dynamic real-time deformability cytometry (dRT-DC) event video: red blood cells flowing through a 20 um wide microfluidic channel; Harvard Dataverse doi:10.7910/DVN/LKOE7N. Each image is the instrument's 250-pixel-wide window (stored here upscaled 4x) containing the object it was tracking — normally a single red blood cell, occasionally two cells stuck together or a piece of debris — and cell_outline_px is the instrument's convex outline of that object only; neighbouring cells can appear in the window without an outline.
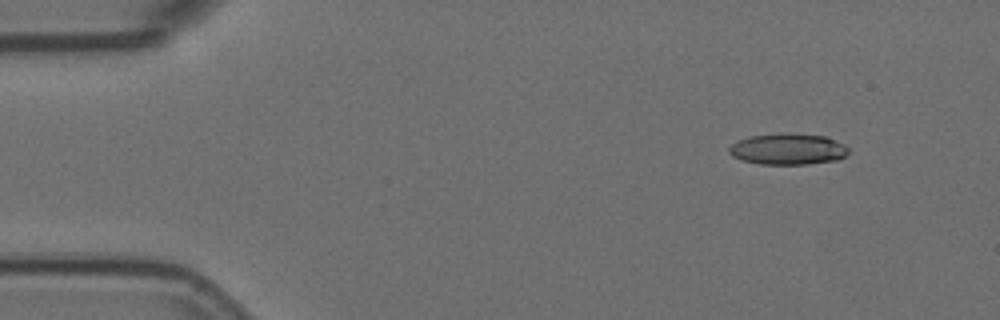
{"species": "Egyptian fruit bat (a non-hibernating species)", "species_latin": "Rousettus aegyptiacus", "temperature_condition": "room temperature", "stored_images_in_passage": 2, "camera_frame_rate_fps": 3000, "um_per_image_px": 0.085, "animal": {"sex": "female"}, "frame": {"image": 1, "passage_image": 1, "time_ms": 0.0, "image_size_px": [1000, 320], "cell_outline_px": [[848, 152], [844, 156], [836, 160], [804, 164], [760, 164], [740, 160], [732, 156], [728, 152], [728, 148], [732, 144], [748, 136], [780, 132], [788, 132], [824, 136], [844, 144], [848, 148]], "centroid_in_image_um": [66.93, 12.66], "position_along_channel_um": 18.1, "area_um2": 21.85}}